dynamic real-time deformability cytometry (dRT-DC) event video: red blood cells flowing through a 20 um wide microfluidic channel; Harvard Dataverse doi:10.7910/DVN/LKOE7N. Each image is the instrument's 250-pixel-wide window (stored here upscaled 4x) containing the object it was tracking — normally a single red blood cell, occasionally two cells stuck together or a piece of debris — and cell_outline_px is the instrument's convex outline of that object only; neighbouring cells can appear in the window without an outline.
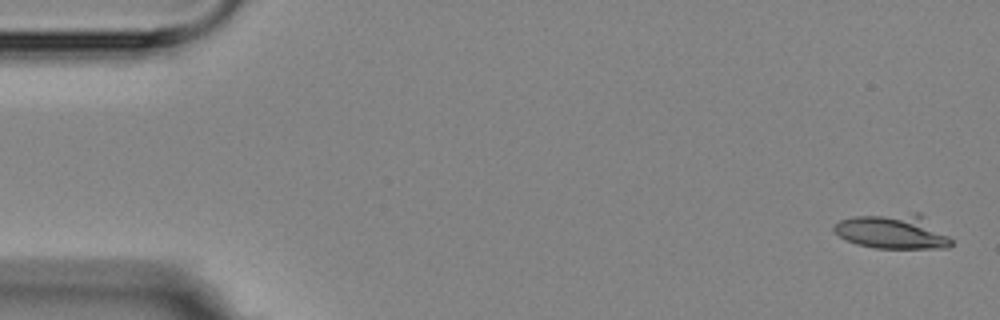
{"species": "Egyptian fruit bat (a non-hibernating species)", "species_latin": "Rousettus aegyptiacus", "temperature_condition": "room temperature", "stored_images_in_passage": 5, "camera_frame_rate_fps": 3000, "um_per_image_px": 0.085, "animal": {"sex": "female"}, "frame": {"image": 1, "passage_image": 1, "time_ms": 0.0, "image_size_px": [1000, 320], "cell_outline_px": [[952, 244], [948, 248], [876, 248], [856, 244], [840, 236], [832, 228], [840, 220], [856, 216], [916, 212], [920, 212], [948, 236], [952, 240]], "centroid_in_image_um": [75.92, 19.67], "position_along_channel_um": 9.1, "area_um2": 23.58}}
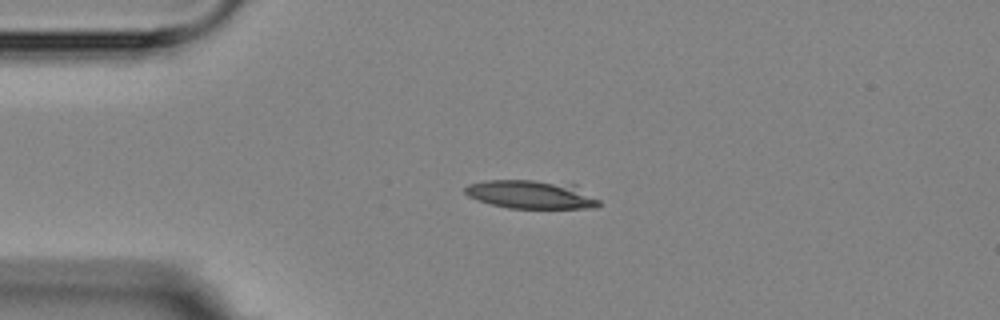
{"frame": {"image": 2, "passage_image": 4, "time_ms": 3.667, "image_size_px": [1000, 320], "cell_outline_px": [[600, 204], [596, 208], [508, 208], [492, 204], [468, 196], [464, 192], [464, 188], [468, 184], [484, 180], [532, 180], [576, 184], [600, 200]], "centroid_in_image_um": [45.18, 16.52], "position_along_channel_um": 39.8, "area_um2": 22.31}}